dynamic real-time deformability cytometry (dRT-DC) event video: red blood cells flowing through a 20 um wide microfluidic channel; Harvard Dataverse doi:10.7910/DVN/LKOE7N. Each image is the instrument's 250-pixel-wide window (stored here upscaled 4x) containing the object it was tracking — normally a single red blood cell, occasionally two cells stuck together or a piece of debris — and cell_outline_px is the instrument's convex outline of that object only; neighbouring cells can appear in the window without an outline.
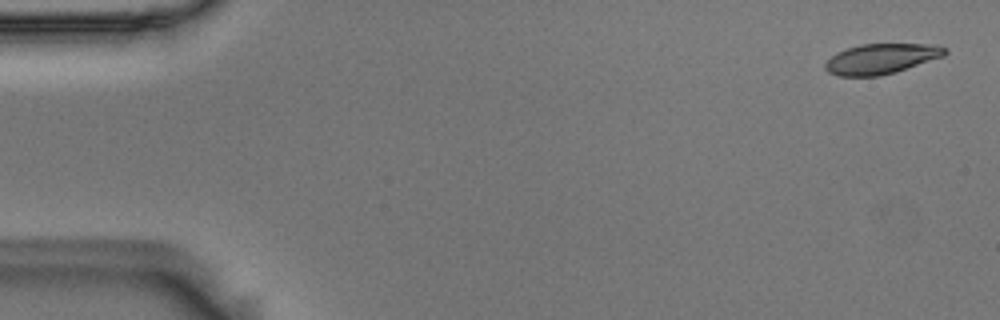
{"species": "Egyptian fruit bat (a non-hibernating species)", "species_latin": "Rousettus aegyptiacus", "temperature_condition": "room temperature", "stored_images_in_passage": 33, "camera_frame_rate_fps": 3000, "um_per_image_px": 0.085, "animal": {"sex": "male"}, "frame": {"image": 1, "passage_image": 1, "time_ms": 0.0, "image_size_px": [1000, 320], "cell_outline_px": [[948, 52], [944, 56], [896, 72], [880, 76], [840, 76], [828, 72], [824, 68], [824, 64], [836, 52], [860, 44], [928, 44], [948, 48]], "centroid_in_image_um": [74.9, 5.0], "position_along_channel_um": 10.1, "area_um2": 21.1}}
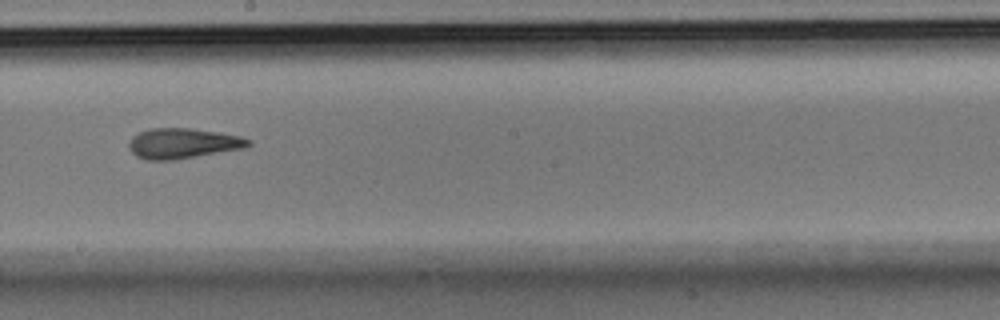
{"frame": {"image": 2, "passage_image": 15, "time_ms": 4.667, "image_size_px": [1000, 320], "cell_outline_px": [[252, 144], [244, 148], [172, 160], [144, 160], [136, 156], [128, 148], [128, 144], [132, 136], [148, 128], [192, 128], [240, 136], [252, 140]], "centroid_in_image_um": [15.51, 12.18], "position_along_channel_um": 232.7, "area_um2": 21.1}}
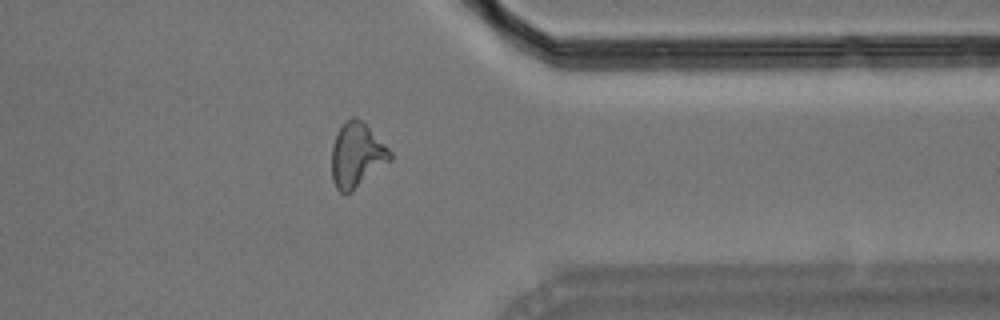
{"frame": {"image": 3, "passage_image": 28, "time_ms": 9.0, "image_size_px": [1000, 320], "cell_outline_px": [[392, 160], [352, 192], [340, 192], [336, 188], [332, 180], [332, 144], [344, 120], [352, 116], [356, 116], [392, 152]], "centroid_in_image_um": [30.32, 13.2], "position_along_channel_um": 381.1, "area_um2": 21.85}}